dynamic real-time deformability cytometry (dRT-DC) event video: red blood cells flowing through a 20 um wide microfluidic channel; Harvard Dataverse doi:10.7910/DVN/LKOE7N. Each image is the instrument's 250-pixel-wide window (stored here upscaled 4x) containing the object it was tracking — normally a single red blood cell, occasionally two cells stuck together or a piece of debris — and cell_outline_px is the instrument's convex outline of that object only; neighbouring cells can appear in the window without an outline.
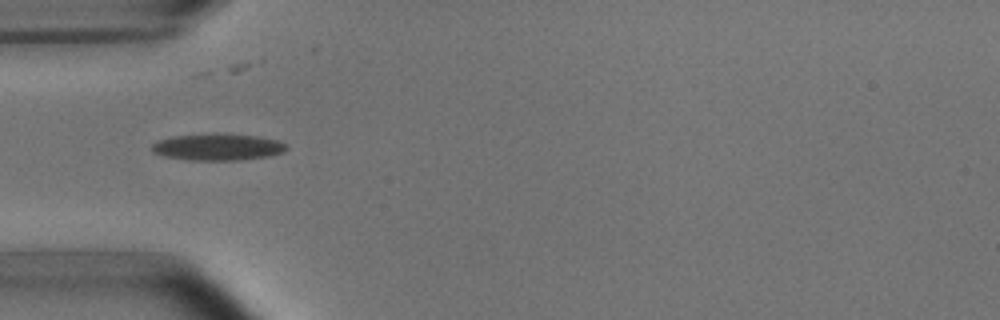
{"species": "common noctule bat (a hibernating species)", "species_latin": "Nyctalus noctula", "temperature_condition": "room temperature", "stored_images_in_passage": 11, "camera_frame_rate_fps": 3000, "um_per_image_px": 0.085, "animal": {"sex": "male", "body_mass_g": 15.6}, "frame": {"image": 1, "passage_image": 1, "time_ms": 0.0, "image_size_px": [1000, 320], "cell_outline_px": [[288, 148], [284, 152], [268, 156], [240, 160], [188, 160], [164, 156], [152, 152], [152, 144], [156, 140], [172, 136], [256, 136], [276, 140], [284, 144]], "centroid_in_image_um": [18.47, 12.54], "position_along_channel_um": 66.5, "area_um2": 20.0}}
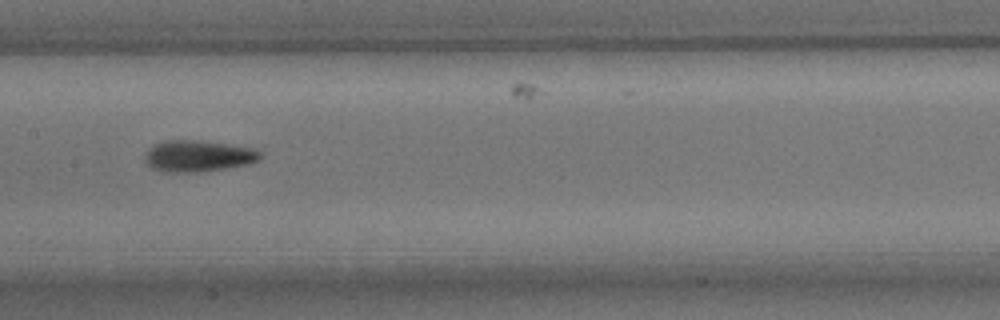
{"frame": {"image": 2, "passage_image": 4, "time_ms": 3.333, "image_size_px": [1000, 320], "cell_outline_px": [[264, 156], [260, 160], [248, 164], [224, 168], [196, 172], [164, 172], [152, 168], [144, 160], [144, 156], [148, 148], [152, 144], [164, 140], [200, 140], [252, 148], [260, 152]], "centroid_in_image_um": [16.8, 13.25], "position_along_channel_um": 190.6, "area_um2": 21.21}}
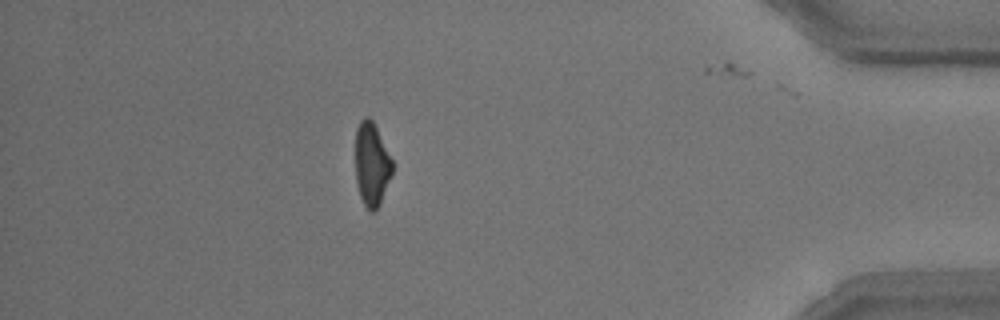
{"frame": {"image": 3, "passage_image": 10, "time_ms": 10.333, "image_size_px": [1000, 320], "cell_outline_px": [[392, 172], [380, 204], [372, 212], [364, 204], [360, 196], [356, 180], [356, 128], [360, 120], [364, 116], [368, 116], [372, 120], [392, 160]], "centroid_in_image_um": [31.58, 13.94], "position_along_channel_um": 403.6, "area_um2": 17.57}, "authors_computed_cell_mechanics": {"area_um2": 19.2474, "velocity_mm_per_s": 3.6846, "shape_relaxation_time_tau1_ms": 4.0314, "shape_relaxation_time_tau2_ms": null, "deformation_change_tau1": 0.1076, "deformation_change_tau2": null}}